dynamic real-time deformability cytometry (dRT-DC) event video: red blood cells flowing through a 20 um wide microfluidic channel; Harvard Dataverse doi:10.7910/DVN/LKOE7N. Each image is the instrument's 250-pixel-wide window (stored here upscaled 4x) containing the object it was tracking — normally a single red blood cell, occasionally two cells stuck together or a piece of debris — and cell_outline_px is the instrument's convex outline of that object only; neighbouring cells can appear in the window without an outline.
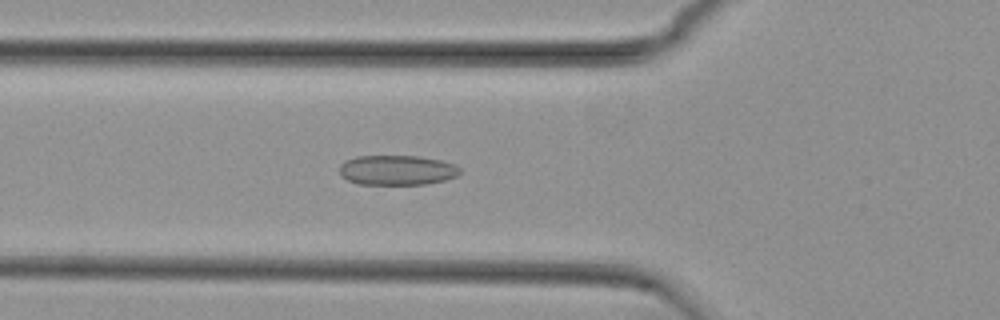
{"species": "common noctule bat (a hibernating species)", "species_latin": "Nyctalus noctula", "temperature_condition": "cold", "stored_images_in_passage": 55, "camera_frame_rate_fps": 3000, "um_per_image_px": 0.085, "animal": {"sex": "female", "body_mass_g": 29.2, "forearm_length_mm": 56.3}, "frame": {"image": 1, "passage_image": 20, "time_ms": 6.333, "image_size_px": [1000, 320], "cell_outline_px": [[460, 172], [456, 176], [444, 180], [424, 184], [356, 184], [340, 176], [340, 164], [356, 156], [416, 156], [440, 160], [456, 164], [460, 168]], "centroid_in_image_um": [33.74, 14.46], "position_along_channel_um": 92.1, "area_um2": 20.92}}
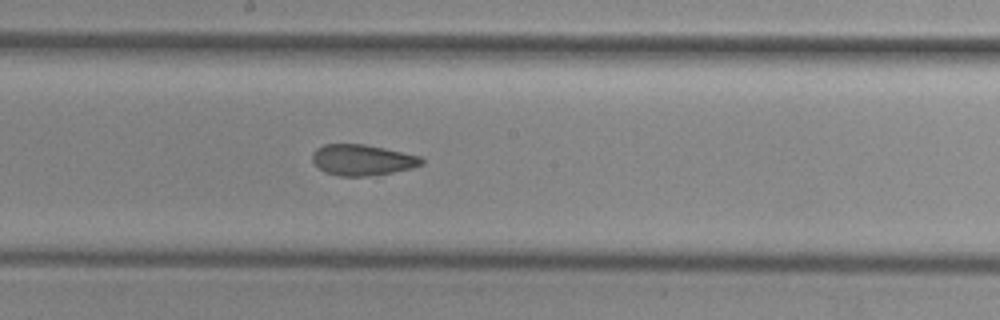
{"frame": {"image": 2, "passage_image": 30, "time_ms": 9.667, "image_size_px": [1000, 320], "cell_outline_px": [[424, 164], [412, 168], [372, 176], [340, 176], [324, 172], [312, 160], [312, 152], [316, 148], [324, 144], [364, 144], [384, 148], [420, 156], [424, 160]], "centroid_in_image_um": [30.8, 13.59], "position_along_channel_um": 217.4, "area_um2": 19.71}}
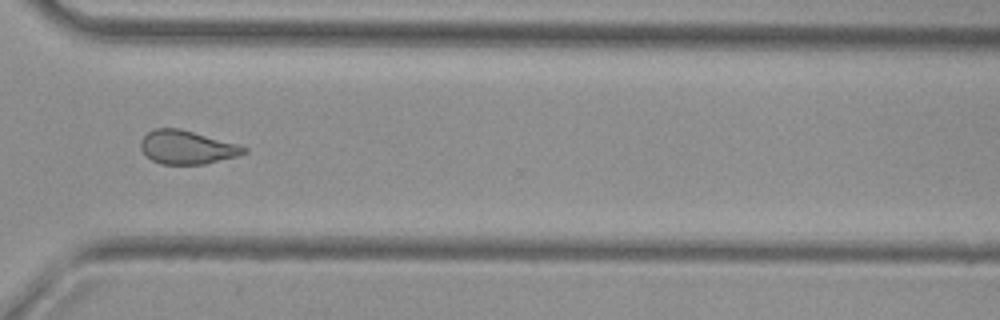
{"frame": {"image": 3, "passage_image": 41, "time_ms": 13.333, "image_size_px": [1000, 320], "cell_outline_px": [[248, 152], [236, 156], [204, 164], [160, 164], [152, 160], [140, 148], [140, 140], [148, 132], [156, 128], [180, 128], [236, 144], [248, 148]], "centroid_in_image_um": [15.87, 12.52], "position_along_channel_um": 354.7, "area_um2": 19.94}, "authors_computed_cell_mechanics": {"area_um2": 20.9236, "velocity_mm_per_s": 3.7435, "shape_relaxation_time_tau1_ms": null, "shape_relaxation_time_tau2_ms": 2.5224, "deformation_change_tau1": null, "deformation_change_tau2": 0.0839}}